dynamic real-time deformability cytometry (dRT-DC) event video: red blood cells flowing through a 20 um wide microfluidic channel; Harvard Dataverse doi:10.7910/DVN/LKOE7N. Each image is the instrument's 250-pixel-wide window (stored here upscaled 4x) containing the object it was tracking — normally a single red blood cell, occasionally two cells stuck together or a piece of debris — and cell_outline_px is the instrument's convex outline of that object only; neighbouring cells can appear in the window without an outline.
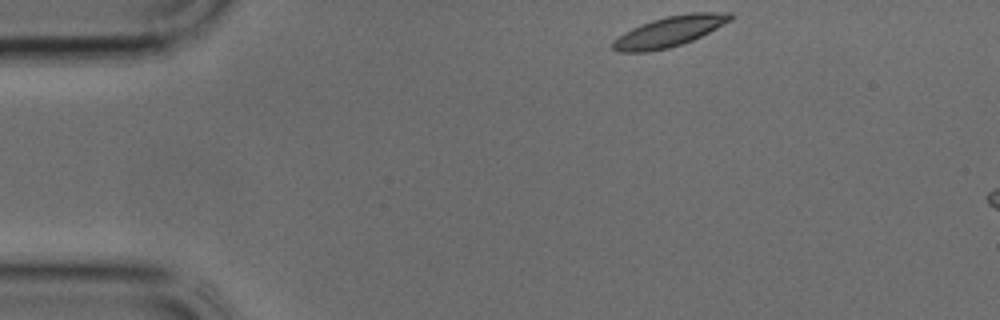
{"species": "common noctule bat (a hibernating species)", "species_latin": "Nyctalus noctula", "temperature_condition": "cold", "stored_images_in_passage": 5, "camera_frame_rate_fps": 3000, "um_per_image_px": 0.085, "animal": {"sex": "male", "body_mass_g": 17.9, "forearm_length_mm": 54.2}, "frame": {"image": 1, "passage_image": 1, "time_ms": 0.0, "image_size_px": [1000, 320], "cell_outline_px": [[732, 20], [692, 40], [668, 48], [648, 52], [616, 52], [612, 48], [612, 40], [624, 32], [632, 28], [652, 20], [668, 16], [692, 12], [732, 12]], "centroid_in_image_um": [56.87, 2.68], "position_along_channel_um": 28.1, "area_um2": 20.69}}